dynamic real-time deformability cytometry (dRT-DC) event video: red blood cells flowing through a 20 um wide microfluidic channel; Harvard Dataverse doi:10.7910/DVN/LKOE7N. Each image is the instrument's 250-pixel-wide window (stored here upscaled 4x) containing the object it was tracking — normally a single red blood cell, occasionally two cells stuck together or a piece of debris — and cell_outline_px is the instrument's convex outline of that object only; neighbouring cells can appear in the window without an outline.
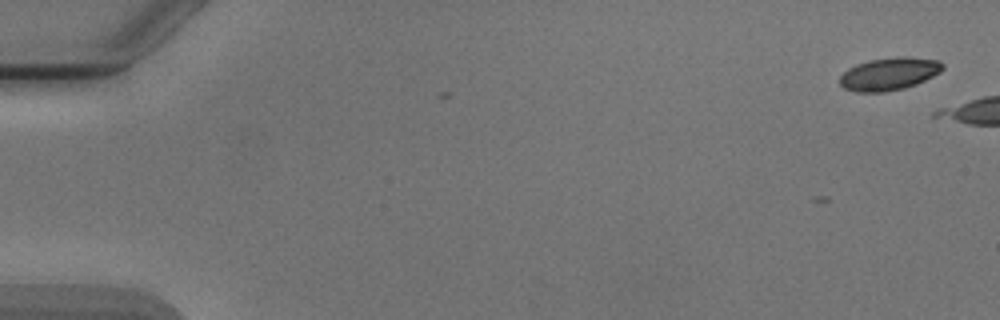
{"species": "Egyptian fruit bat (a non-hibernating species)", "species_latin": "Rousettus aegyptiacus", "temperature_condition": "cold", "stored_images_in_passage": 2, "camera_frame_rate_fps": 3000, "um_per_image_px": 0.085, "animal": {"sex": "male"}, "frame": {"image": 1, "passage_image": 2, "time_ms": 1.333, "image_size_px": [1000, 320], "cell_outline_px": [[944, 68], [940, 72], [916, 84], [904, 88], [884, 92], [856, 92], [844, 88], [840, 84], [840, 76], [848, 68], [856, 64], [868, 60], [896, 56], [908, 56], [936, 60], [944, 64]], "centroid_in_image_um": [75.56, 6.27], "position_along_channel_um": 9.4, "area_um2": 19.65}}